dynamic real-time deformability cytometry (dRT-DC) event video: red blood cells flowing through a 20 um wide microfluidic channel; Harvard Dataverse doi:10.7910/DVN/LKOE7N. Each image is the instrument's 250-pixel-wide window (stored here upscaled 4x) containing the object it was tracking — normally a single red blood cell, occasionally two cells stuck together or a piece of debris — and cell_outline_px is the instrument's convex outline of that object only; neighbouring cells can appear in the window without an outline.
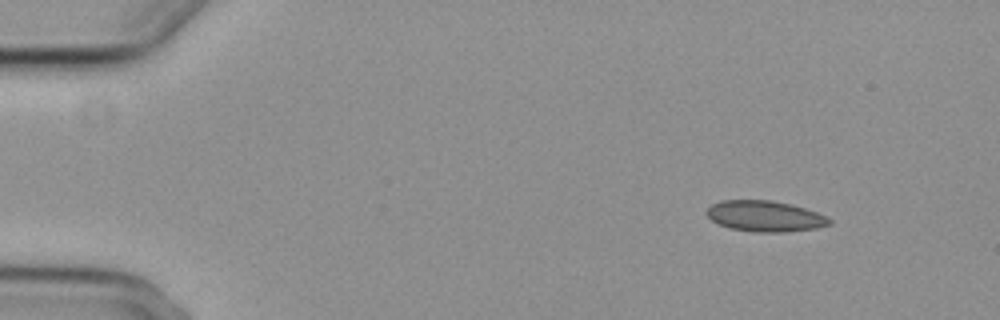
{"species": "common noctule bat (a hibernating species)", "species_latin": "Nyctalus noctula", "temperature_condition": "cold", "stored_images_in_passage": 3, "camera_frame_rate_fps": 3000, "um_per_image_px": 0.085, "animal": {"sex": "female", "body_mass_g": 29.2, "forearm_length_mm": 56.3}, "frame": {"image": 1, "passage_image": 1, "time_ms": 0.0, "image_size_px": [1000, 320], "cell_outline_px": [[832, 224], [816, 228], [784, 232], [752, 232], [728, 228], [712, 220], [704, 212], [712, 204], [720, 200], [772, 200], [804, 208], [816, 212], [832, 220]], "centroid_in_image_um": [64.99, 18.38], "position_along_channel_um": 20.0, "area_um2": 22.02}}
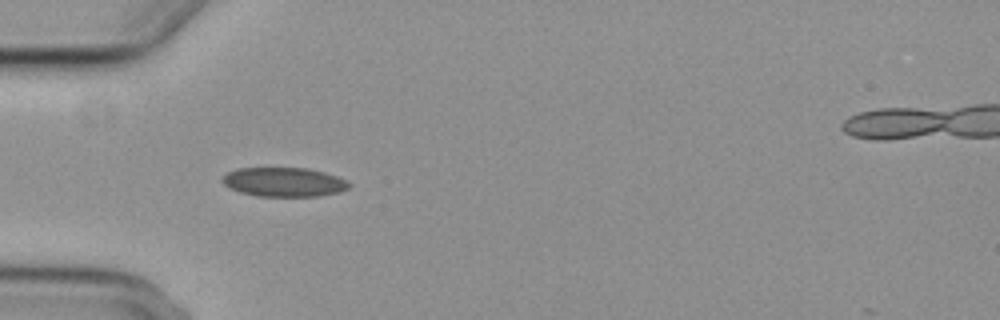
{"frame": {"image": 2, "passage_image": 3, "time_ms": 3.667, "image_size_px": [1000, 320], "cell_outline_px": [[352, 184], [348, 188], [340, 192], [320, 196], [256, 196], [240, 192], [228, 188], [220, 180], [228, 172], [236, 168], [308, 168], [324, 172], [348, 180]], "centroid_in_image_um": [24.14, 15.47], "position_along_channel_um": 60.9, "area_um2": 21.73}}